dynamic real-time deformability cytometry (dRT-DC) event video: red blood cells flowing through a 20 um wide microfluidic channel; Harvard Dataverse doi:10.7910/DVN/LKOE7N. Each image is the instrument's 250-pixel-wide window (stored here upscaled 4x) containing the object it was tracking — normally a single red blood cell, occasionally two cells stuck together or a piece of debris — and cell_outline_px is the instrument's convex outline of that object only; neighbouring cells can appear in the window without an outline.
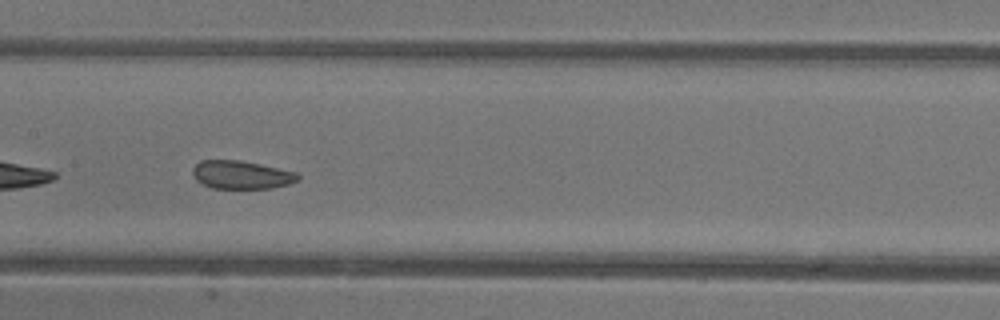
{"species": "common noctule bat (a hibernating species)", "species_latin": "Nyctalus noctula", "temperature_condition": "warm", "stored_images_in_passage": 27, "camera_frame_rate_fps": 3000, "um_per_image_px": 0.085, "animal": {"sex": "female"}, "frame": {"image": 1, "passage_image": 12, "time_ms": 3.667, "image_size_px": [1000, 320], "cell_outline_px": [[300, 180], [288, 184], [272, 188], [212, 188], [196, 180], [192, 176], [192, 168], [200, 160], [240, 160], [260, 164], [296, 172], [300, 176]], "centroid_in_image_um": [20.51, 14.85], "position_along_channel_um": 186.9, "area_um2": 17.34}, "authors_computed_cell_mechanics": {"area_um2": 18.207, "velocity_mm_per_s": 4.3678, "shape_relaxation_time_tau1_ms": null, "shape_relaxation_time_tau2_ms": 2.5628, "deformation_change_tau1": null, "deformation_change_tau2": 0.0676}}